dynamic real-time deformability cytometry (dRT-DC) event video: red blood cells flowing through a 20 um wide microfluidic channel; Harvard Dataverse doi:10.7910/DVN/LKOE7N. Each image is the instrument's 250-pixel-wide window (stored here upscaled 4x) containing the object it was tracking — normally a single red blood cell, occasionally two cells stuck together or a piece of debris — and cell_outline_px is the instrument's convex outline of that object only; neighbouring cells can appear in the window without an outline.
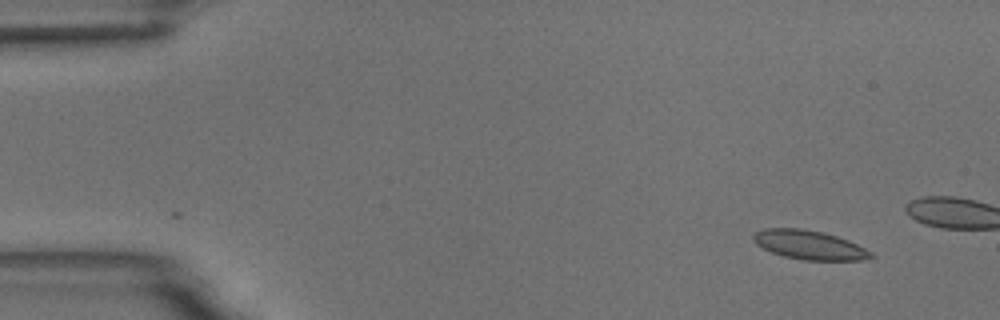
{"species": "common noctule bat (a hibernating species)", "species_latin": "Nyctalus noctula", "temperature_condition": "room temperature", "stored_images_in_passage": 4, "camera_frame_rate_fps": 3000, "um_per_image_px": 0.085, "animal": {"sex": "male", "body_mass_g": 18.8}, "frame": {"image": 1, "passage_image": 1, "time_ms": 0.0, "image_size_px": [1000, 320], "cell_outline_px": [[876, 256], [864, 260], [804, 260], [784, 256], [772, 252], [756, 244], [752, 240], [752, 236], [756, 232], [764, 228], [800, 228], [820, 232], [836, 236], [848, 240], [872, 252]], "centroid_in_image_um": [68.79, 20.82], "position_along_channel_um": 16.2, "area_um2": 19.77}}